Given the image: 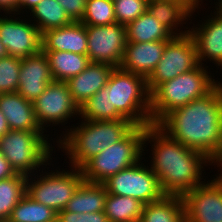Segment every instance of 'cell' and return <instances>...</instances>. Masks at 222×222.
<instances>
[{
    "label": "cell",
    "mask_w": 222,
    "mask_h": 222,
    "mask_svg": "<svg viewBox=\"0 0 222 222\" xmlns=\"http://www.w3.org/2000/svg\"><path fill=\"white\" fill-rule=\"evenodd\" d=\"M157 126L213 163L222 159V82L210 93L169 112Z\"/></svg>",
    "instance_id": "cell-1"
},
{
    "label": "cell",
    "mask_w": 222,
    "mask_h": 222,
    "mask_svg": "<svg viewBox=\"0 0 222 222\" xmlns=\"http://www.w3.org/2000/svg\"><path fill=\"white\" fill-rule=\"evenodd\" d=\"M149 143L152 147L149 166L158 177L165 195L183 196L208 178L203 176L206 174L204 167L212 166L213 162L204 154L170 138L157 125L146 126L144 151Z\"/></svg>",
    "instance_id": "cell-2"
},
{
    "label": "cell",
    "mask_w": 222,
    "mask_h": 222,
    "mask_svg": "<svg viewBox=\"0 0 222 222\" xmlns=\"http://www.w3.org/2000/svg\"><path fill=\"white\" fill-rule=\"evenodd\" d=\"M76 124L78 126H66L55 143L57 150L69 159L66 163L78 169L109 145L122 140L136 126L128 119L89 121L79 118Z\"/></svg>",
    "instance_id": "cell-3"
},
{
    "label": "cell",
    "mask_w": 222,
    "mask_h": 222,
    "mask_svg": "<svg viewBox=\"0 0 222 222\" xmlns=\"http://www.w3.org/2000/svg\"><path fill=\"white\" fill-rule=\"evenodd\" d=\"M208 68L209 66L200 64L188 73L158 85L150 93V117L153 125H157L172 110L207 95L220 83L217 78L215 80L211 68Z\"/></svg>",
    "instance_id": "cell-4"
},
{
    "label": "cell",
    "mask_w": 222,
    "mask_h": 222,
    "mask_svg": "<svg viewBox=\"0 0 222 222\" xmlns=\"http://www.w3.org/2000/svg\"><path fill=\"white\" fill-rule=\"evenodd\" d=\"M44 133V131L9 130L0 137V152L17 174L31 176L38 173L45 165L51 166L53 158L55 159L52 154L53 150H56L54 147L56 143L52 137L48 138L49 134Z\"/></svg>",
    "instance_id": "cell-5"
},
{
    "label": "cell",
    "mask_w": 222,
    "mask_h": 222,
    "mask_svg": "<svg viewBox=\"0 0 222 222\" xmlns=\"http://www.w3.org/2000/svg\"><path fill=\"white\" fill-rule=\"evenodd\" d=\"M145 134L146 126H135L122 140L94 156L81 168L84 181L102 184L112 175L144 160Z\"/></svg>",
    "instance_id": "cell-6"
},
{
    "label": "cell",
    "mask_w": 222,
    "mask_h": 222,
    "mask_svg": "<svg viewBox=\"0 0 222 222\" xmlns=\"http://www.w3.org/2000/svg\"><path fill=\"white\" fill-rule=\"evenodd\" d=\"M107 86L109 87L111 107L136 126L152 125L150 117V93L147 80L137 75L114 68Z\"/></svg>",
    "instance_id": "cell-7"
},
{
    "label": "cell",
    "mask_w": 222,
    "mask_h": 222,
    "mask_svg": "<svg viewBox=\"0 0 222 222\" xmlns=\"http://www.w3.org/2000/svg\"><path fill=\"white\" fill-rule=\"evenodd\" d=\"M49 168L45 165L41 172L39 171L40 175L35 173L27 176L26 193L37 203L50 207L58 213L71 200L84 178L82 170L75 167L70 166L71 170L67 168L49 170Z\"/></svg>",
    "instance_id": "cell-8"
},
{
    "label": "cell",
    "mask_w": 222,
    "mask_h": 222,
    "mask_svg": "<svg viewBox=\"0 0 222 222\" xmlns=\"http://www.w3.org/2000/svg\"><path fill=\"white\" fill-rule=\"evenodd\" d=\"M140 160L138 163L109 177L102 184L113 195L138 199L143 204L160 200L163 193L158 177Z\"/></svg>",
    "instance_id": "cell-9"
},
{
    "label": "cell",
    "mask_w": 222,
    "mask_h": 222,
    "mask_svg": "<svg viewBox=\"0 0 222 222\" xmlns=\"http://www.w3.org/2000/svg\"><path fill=\"white\" fill-rule=\"evenodd\" d=\"M199 65L196 45L192 36L189 33L174 36L166 43L160 61L147 79L149 93L158 85L172 80L180 74L188 73Z\"/></svg>",
    "instance_id": "cell-10"
},
{
    "label": "cell",
    "mask_w": 222,
    "mask_h": 222,
    "mask_svg": "<svg viewBox=\"0 0 222 222\" xmlns=\"http://www.w3.org/2000/svg\"><path fill=\"white\" fill-rule=\"evenodd\" d=\"M32 103L36 120L45 133L47 127L49 130L58 125L64 129L70 119L76 116L77 120L80 116V107L74 102L66 82H51Z\"/></svg>",
    "instance_id": "cell-11"
},
{
    "label": "cell",
    "mask_w": 222,
    "mask_h": 222,
    "mask_svg": "<svg viewBox=\"0 0 222 222\" xmlns=\"http://www.w3.org/2000/svg\"><path fill=\"white\" fill-rule=\"evenodd\" d=\"M0 40L9 56L25 58L42 51V34L25 15L24 17L16 13L0 15Z\"/></svg>",
    "instance_id": "cell-12"
},
{
    "label": "cell",
    "mask_w": 222,
    "mask_h": 222,
    "mask_svg": "<svg viewBox=\"0 0 222 222\" xmlns=\"http://www.w3.org/2000/svg\"><path fill=\"white\" fill-rule=\"evenodd\" d=\"M87 33V56L91 63L110 64L119 68L127 43L126 26L85 25Z\"/></svg>",
    "instance_id": "cell-13"
},
{
    "label": "cell",
    "mask_w": 222,
    "mask_h": 222,
    "mask_svg": "<svg viewBox=\"0 0 222 222\" xmlns=\"http://www.w3.org/2000/svg\"><path fill=\"white\" fill-rule=\"evenodd\" d=\"M207 180L182 196L186 222H222V187Z\"/></svg>",
    "instance_id": "cell-14"
},
{
    "label": "cell",
    "mask_w": 222,
    "mask_h": 222,
    "mask_svg": "<svg viewBox=\"0 0 222 222\" xmlns=\"http://www.w3.org/2000/svg\"><path fill=\"white\" fill-rule=\"evenodd\" d=\"M210 15L197 25L193 24L189 34L196 45L199 64L207 66L203 62L210 61L214 67L222 70V11L215 5Z\"/></svg>",
    "instance_id": "cell-15"
},
{
    "label": "cell",
    "mask_w": 222,
    "mask_h": 222,
    "mask_svg": "<svg viewBox=\"0 0 222 222\" xmlns=\"http://www.w3.org/2000/svg\"><path fill=\"white\" fill-rule=\"evenodd\" d=\"M53 81L45 53L41 51L36 55L21 58L17 92L27 101L34 102Z\"/></svg>",
    "instance_id": "cell-16"
},
{
    "label": "cell",
    "mask_w": 222,
    "mask_h": 222,
    "mask_svg": "<svg viewBox=\"0 0 222 222\" xmlns=\"http://www.w3.org/2000/svg\"><path fill=\"white\" fill-rule=\"evenodd\" d=\"M167 42H127L119 68L136 73L147 80L160 61Z\"/></svg>",
    "instance_id": "cell-17"
},
{
    "label": "cell",
    "mask_w": 222,
    "mask_h": 222,
    "mask_svg": "<svg viewBox=\"0 0 222 222\" xmlns=\"http://www.w3.org/2000/svg\"><path fill=\"white\" fill-rule=\"evenodd\" d=\"M115 67L104 63H91L80 74L66 83L74 102L81 107L90 97L107 85Z\"/></svg>",
    "instance_id": "cell-18"
},
{
    "label": "cell",
    "mask_w": 222,
    "mask_h": 222,
    "mask_svg": "<svg viewBox=\"0 0 222 222\" xmlns=\"http://www.w3.org/2000/svg\"><path fill=\"white\" fill-rule=\"evenodd\" d=\"M42 51H67L87 55V33L81 22L42 33Z\"/></svg>",
    "instance_id": "cell-19"
},
{
    "label": "cell",
    "mask_w": 222,
    "mask_h": 222,
    "mask_svg": "<svg viewBox=\"0 0 222 222\" xmlns=\"http://www.w3.org/2000/svg\"><path fill=\"white\" fill-rule=\"evenodd\" d=\"M0 110L10 130L43 131L36 120L33 103L18 92L0 94Z\"/></svg>",
    "instance_id": "cell-20"
},
{
    "label": "cell",
    "mask_w": 222,
    "mask_h": 222,
    "mask_svg": "<svg viewBox=\"0 0 222 222\" xmlns=\"http://www.w3.org/2000/svg\"><path fill=\"white\" fill-rule=\"evenodd\" d=\"M147 10L174 36H182L189 33L188 22L195 14L194 11L192 12L179 0H149ZM184 24H187L188 28L184 27Z\"/></svg>",
    "instance_id": "cell-21"
},
{
    "label": "cell",
    "mask_w": 222,
    "mask_h": 222,
    "mask_svg": "<svg viewBox=\"0 0 222 222\" xmlns=\"http://www.w3.org/2000/svg\"><path fill=\"white\" fill-rule=\"evenodd\" d=\"M139 222H186L182 196L164 195L144 204Z\"/></svg>",
    "instance_id": "cell-22"
},
{
    "label": "cell",
    "mask_w": 222,
    "mask_h": 222,
    "mask_svg": "<svg viewBox=\"0 0 222 222\" xmlns=\"http://www.w3.org/2000/svg\"><path fill=\"white\" fill-rule=\"evenodd\" d=\"M108 192L103 184L83 181L64 210L75 213H95L104 210Z\"/></svg>",
    "instance_id": "cell-23"
},
{
    "label": "cell",
    "mask_w": 222,
    "mask_h": 222,
    "mask_svg": "<svg viewBox=\"0 0 222 222\" xmlns=\"http://www.w3.org/2000/svg\"><path fill=\"white\" fill-rule=\"evenodd\" d=\"M45 53L54 81L67 82L80 74L90 64L87 55L67 51H42Z\"/></svg>",
    "instance_id": "cell-24"
},
{
    "label": "cell",
    "mask_w": 222,
    "mask_h": 222,
    "mask_svg": "<svg viewBox=\"0 0 222 222\" xmlns=\"http://www.w3.org/2000/svg\"><path fill=\"white\" fill-rule=\"evenodd\" d=\"M127 42L169 41L174 35L148 10L126 26Z\"/></svg>",
    "instance_id": "cell-25"
},
{
    "label": "cell",
    "mask_w": 222,
    "mask_h": 222,
    "mask_svg": "<svg viewBox=\"0 0 222 222\" xmlns=\"http://www.w3.org/2000/svg\"><path fill=\"white\" fill-rule=\"evenodd\" d=\"M29 14L26 16L33 19L31 21L41 34L51 29L68 26L73 22L57 0H41Z\"/></svg>",
    "instance_id": "cell-26"
},
{
    "label": "cell",
    "mask_w": 222,
    "mask_h": 222,
    "mask_svg": "<svg viewBox=\"0 0 222 222\" xmlns=\"http://www.w3.org/2000/svg\"><path fill=\"white\" fill-rule=\"evenodd\" d=\"M143 205L138 199L108 193L103 211L109 222H137Z\"/></svg>",
    "instance_id": "cell-27"
},
{
    "label": "cell",
    "mask_w": 222,
    "mask_h": 222,
    "mask_svg": "<svg viewBox=\"0 0 222 222\" xmlns=\"http://www.w3.org/2000/svg\"><path fill=\"white\" fill-rule=\"evenodd\" d=\"M89 121L125 119L115 107H111L109 87L106 85L80 107V117Z\"/></svg>",
    "instance_id": "cell-28"
},
{
    "label": "cell",
    "mask_w": 222,
    "mask_h": 222,
    "mask_svg": "<svg viewBox=\"0 0 222 222\" xmlns=\"http://www.w3.org/2000/svg\"><path fill=\"white\" fill-rule=\"evenodd\" d=\"M7 222H57V212L37 203L26 193L13 209Z\"/></svg>",
    "instance_id": "cell-29"
},
{
    "label": "cell",
    "mask_w": 222,
    "mask_h": 222,
    "mask_svg": "<svg viewBox=\"0 0 222 222\" xmlns=\"http://www.w3.org/2000/svg\"><path fill=\"white\" fill-rule=\"evenodd\" d=\"M27 176L17 174L0 180V221L7 222L13 209L26 194Z\"/></svg>",
    "instance_id": "cell-30"
},
{
    "label": "cell",
    "mask_w": 222,
    "mask_h": 222,
    "mask_svg": "<svg viewBox=\"0 0 222 222\" xmlns=\"http://www.w3.org/2000/svg\"><path fill=\"white\" fill-rule=\"evenodd\" d=\"M80 22L90 26L117 23L113 0H87L86 11Z\"/></svg>",
    "instance_id": "cell-31"
},
{
    "label": "cell",
    "mask_w": 222,
    "mask_h": 222,
    "mask_svg": "<svg viewBox=\"0 0 222 222\" xmlns=\"http://www.w3.org/2000/svg\"><path fill=\"white\" fill-rule=\"evenodd\" d=\"M21 58L7 56L0 59V94L17 92Z\"/></svg>",
    "instance_id": "cell-32"
},
{
    "label": "cell",
    "mask_w": 222,
    "mask_h": 222,
    "mask_svg": "<svg viewBox=\"0 0 222 222\" xmlns=\"http://www.w3.org/2000/svg\"><path fill=\"white\" fill-rule=\"evenodd\" d=\"M149 0H113L117 23L127 26L148 9Z\"/></svg>",
    "instance_id": "cell-33"
},
{
    "label": "cell",
    "mask_w": 222,
    "mask_h": 222,
    "mask_svg": "<svg viewBox=\"0 0 222 222\" xmlns=\"http://www.w3.org/2000/svg\"><path fill=\"white\" fill-rule=\"evenodd\" d=\"M57 222H109L104 211L75 213L64 209L57 213Z\"/></svg>",
    "instance_id": "cell-34"
},
{
    "label": "cell",
    "mask_w": 222,
    "mask_h": 222,
    "mask_svg": "<svg viewBox=\"0 0 222 222\" xmlns=\"http://www.w3.org/2000/svg\"><path fill=\"white\" fill-rule=\"evenodd\" d=\"M74 22H80L86 11L87 0H57Z\"/></svg>",
    "instance_id": "cell-35"
},
{
    "label": "cell",
    "mask_w": 222,
    "mask_h": 222,
    "mask_svg": "<svg viewBox=\"0 0 222 222\" xmlns=\"http://www.w3.org/2000/svg\"><path fill=\"white\" fill-rule=\"evenodd\" d=\"M17 175L9 161L0 152V180H5Z\"/></svg>",
    "instance_id": "cell-36"
},
{
    "label": "cell",
    "mask_w": 222,
    "mask_h": 222,
    "mask_svg": "<svg viewBox=\"0 0 222 222\" xmlns=\"http://www.w3.org/2000/svg\"><path fill=\"white\" fill-rule=\"evenodd\" d=\"M19 2L20 0H0V11L19 15Z\"/></svg>",
    "instance_id": "cell-37"
},
{
    "label": "cell",
    "mask_w": 222,
    "mask_h": 222,
    "mask_svg": "<svg viewBox=\"0 0 222 222\" xmlns=\"http://www.w3.org/2000/svg\"><path fill=\"white\" fill-rule=\"evenodd\" d=\"M40 1L41 0H20V2H19V15L20 14L24 15L25 11L27 12L26 14H29V12L34 7H36L40 3Z\"/></svg>",
    "instance_id": "cell-38"
},
{
    "label": "cell",
    "mask_w": 222,
    "mask_h": 222,
    "mask_svg": "<svg viewBox=\"0 0 222 222\" xmlns=\"http://www.w3.org/2000/svg\"><path fill=\"white\" fill-rule=\"evenodd\" d=\"M179 1L184 3L192 12L196 11V13H198V14H199V12H198L199 9L203 8L201 4L204 3V2H202L203 0H179Z\"/></svg>",
    "instance_id": "cell-39"
},
{
    "label": "cell",
    "mask_w": 222,
    "mask_h": 222,
    "mask_svg": "<svg viewBox=\"0 0 222 222\" xmlns=\"http://www.w3.org/2000/svg\"><path fill=\"white\" fill-rule=\"evenodd\" d=\"M10 130L7 119L5 118L4 114L0 110V137L6 134Z\"/></svg>",
    "instance_id": "cell-40"
},
{
    "label": "cell",
    "mask_w": 222,
    "mask_h": 222,
    "mask_svg": "<svg viewBox=\"0 0 222 222\" xmlns=\"http://www.w3.org/2000/svg\"><path fill=\"white\" fill-rule=\"evenodd\" d=\"M212 166H214V168H215V166L218 168V172L219 173H217V174H215V176L213 177L218 183H219V185L222 187V162L221 161H217V162H215V163H213V165ZM220 169V170H219Z\"/></svg>",
    "instance_id": "cell-41"
},
{
    "label": "cell",
    "mask_w": 222,
    "mask_h": 222,
    "mask_svg": "<svg viewBox=\"0 0 222 222\" xmlns=\"http://www.w3.org/2000/svg\"><path fill=\"white\" fill-rule=\"evenodd\" d=\"M7 56H8L7 50H6L5 46L1 43V40H0V59L5 58Z\"/></svg>",
    "instance_id": "cell-42"
},
{
    "label": "cell",
    "mask_w": 222,
    "mask_h": 222,
    "mask_svg": "<svg viewBox=\"0 0 222 222\" xmlns=\"http://www.w3.org/2000/svg\"><path fill=\"white\" fill-rule=\"evenodd\" d=\"M218 1V2H217ZM216 2H215V0H214V4L215 5H217L216 7L220 10V11H222V0H217Z\"/></svg>",
    "instance_id": "cell-43"
}]
</instances>
